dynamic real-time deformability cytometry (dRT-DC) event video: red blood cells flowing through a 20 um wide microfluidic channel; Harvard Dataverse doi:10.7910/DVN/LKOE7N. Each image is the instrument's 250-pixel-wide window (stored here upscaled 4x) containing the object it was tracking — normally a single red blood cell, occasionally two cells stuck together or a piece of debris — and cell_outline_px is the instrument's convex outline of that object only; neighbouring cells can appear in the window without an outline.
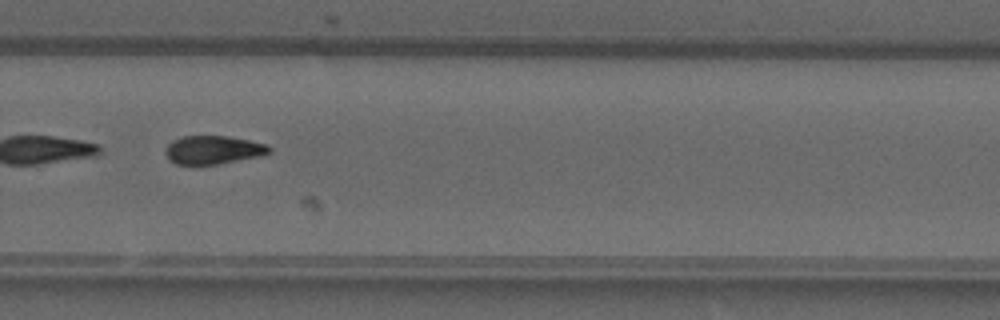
{"species": "common noctule bat (a hibernating species)", "species_latin": "Nyctalus noctula", "temperature_condition": "warm", "stored_images_in_passage": 36, "camera_frame_rate_fps": 3000, "um_per_image_px": 0.085, "animal": {"sex": "male", "forearm_length_mm": 52.5}, "frame": {"image": 1, "passage_image": 20, "time_ms": 6.333, "image_size_px": [1000, 320], "cell_outline_px": [[272, 152], [260, 156], [220, 164], [196, 168], [192, 168], [176, 164], [164, 152], [168, 144], [172, 140], [184, 136], [228, 136], [268, 144], [272, 148]], "centroid_in_image_um": [18.11, 12.78], "position_along_channel_um": 311.7, "area_um2": 17.86}, "authors_computed_cell_mechanics": {"area_um2": 18.2359, "velocity_mm_per_s": 4.1331, "shape_relaxation_time_tau1_ms": 5.4085, "shape_relaxation_time_tau2_ms": null, "deformation_change_tau1": 0.1666, "deformation_change_tau2": null}}